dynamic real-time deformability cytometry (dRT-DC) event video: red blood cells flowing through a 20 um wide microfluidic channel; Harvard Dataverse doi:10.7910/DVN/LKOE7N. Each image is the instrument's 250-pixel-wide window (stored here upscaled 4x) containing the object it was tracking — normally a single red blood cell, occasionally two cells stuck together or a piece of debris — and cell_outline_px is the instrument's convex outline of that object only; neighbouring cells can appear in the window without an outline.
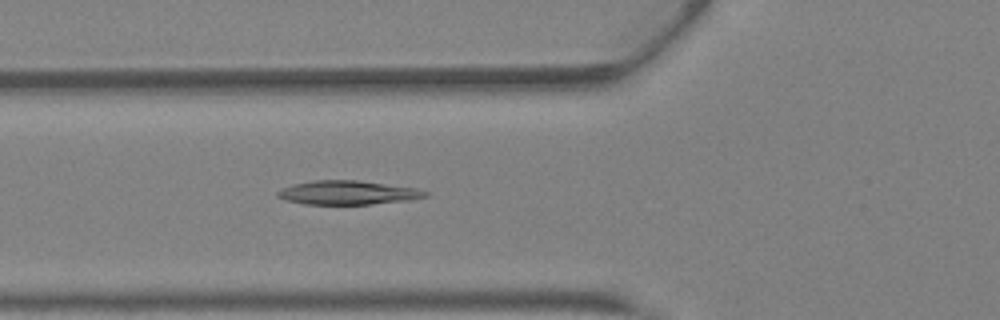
{"species": "Egyptian fruit bat (a non-hibernating species)", "species_latin": "Rousettus aegyptiacus", "temperature_condition": "warm", "stored_images_in_passage": 41, "camera_frame_rate_fps": 3000, "um_per_image_px": 0.085, "animal": {"sex": "female"}, "frame": {"image": 1, "passage_image": 15, "time_ms": 4.667, "image_size_px": [1000, 320], "cell_outline_px": [[428, 196], [408, 200], [372, 204], [304, 204], [284, 200], [276, 196], [276, 192], [292, 184], [312, 180], [356, 180], [416, 188], [428, 192]], "centroid_in_image_um": [29.52, 16.37], "position_along_channel_um": 96.3, "area_um2": 20.52}}
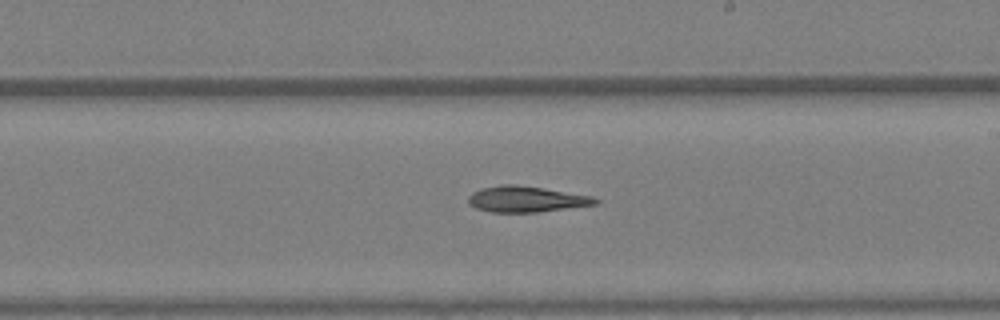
{"frame": {"image": 2, "passage_image": 24, "time_ms": 7.667, "image_size_px": [1000, 320], "cell_outline_px": [[600, 200], [596, 204], [536, 212], [492, 212], [476, 208], [468, 204], [468, 196], [472, 192], [480, 188], [504, 184], [516, 184], [592, 196]], "centroid_in_image_um": [44.67, 16.92], "position_along_channel_um": 244.3, "area_um2": 19.02}}
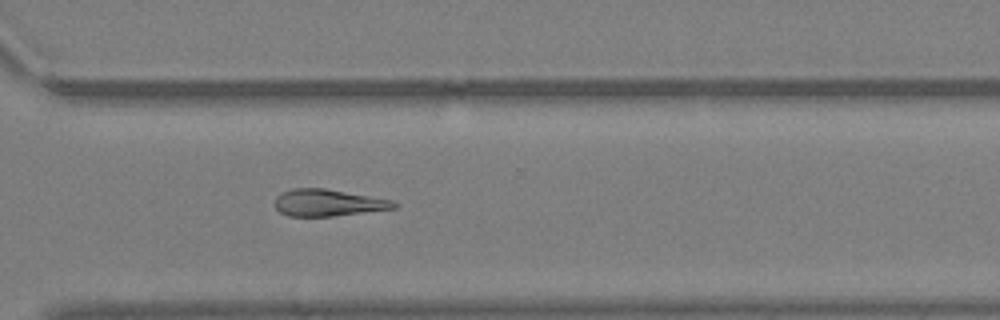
{"frame": {"image": 3, "passage_image": 30, "time_ms": 9.667, "image_size_px": [1000, 320], "cell_outline_px": [[400, 204], [396, 208], [332, 216], [288, 216], [280, 212], [276, 208], [276, 196], [292, 188], [324, 188], [392, 200]], "centroid_in_image_um": [27.89, 17.23], "position_along_channel_um": 342.7, "area_um2": 18.44}}